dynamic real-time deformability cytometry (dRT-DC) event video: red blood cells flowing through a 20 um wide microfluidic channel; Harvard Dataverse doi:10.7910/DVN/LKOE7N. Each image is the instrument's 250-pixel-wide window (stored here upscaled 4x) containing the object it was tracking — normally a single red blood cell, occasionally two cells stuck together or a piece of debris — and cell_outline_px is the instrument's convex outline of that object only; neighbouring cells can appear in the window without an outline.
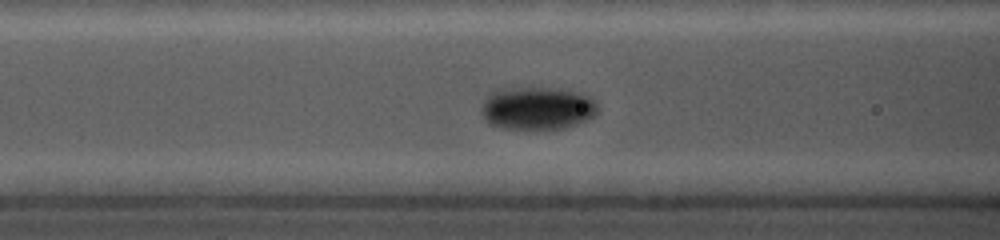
{"species": "common noctule bat (a hibernating species)", "species_latin": "Nyctalus noctula", "temperature_condition": "cold", "stored_images_in_passage": 22, "camera_frame_rate_fps": 5000, "um_per_image_px": 0.085, "animal": {"sex": "female", "body_mass_g": 19.0, "forearm_length_mm": 56.7}, "frame": {"image": 1, "passage_image": 19, "time_ms": 8.8, "image_size_px": [1000, 240], "cell_outline_px": [[596, 112], [592, 116], [576, 124], [564, 128], [500, 128], [488, 124], [484, 120], [480, 112], [484, 100], [492, 92], [512, 88], [548, 88], [580, 92], [596, 100]], "centroid_in_image_um": [45.63, 9.2], "position_along_channel_um": 121.0, "area_um2": 28.67}}